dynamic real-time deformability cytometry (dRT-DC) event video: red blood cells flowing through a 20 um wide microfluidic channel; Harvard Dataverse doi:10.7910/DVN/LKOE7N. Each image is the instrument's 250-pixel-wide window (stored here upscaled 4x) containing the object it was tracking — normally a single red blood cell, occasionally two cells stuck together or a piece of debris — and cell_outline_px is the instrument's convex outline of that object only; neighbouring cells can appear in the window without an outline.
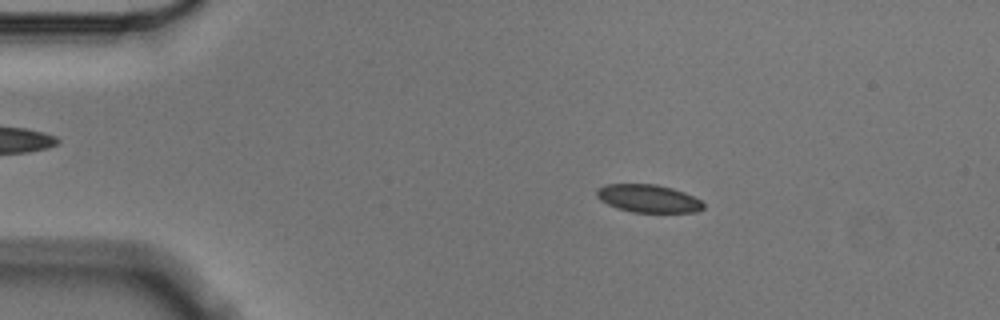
{"species": "Egyptian fruit bat (a non-hibernating species)", "species_latin": "Rousettus aegyptiacus", "temperature_condition": "cold", "stored_images_in_passage": 56, "camera_frame_rate_fps": 3000, "um_per_image_px": 0.085, "animal": {"sex": "male"}, "frame": {"image": 1, "passage_image": 10, "time_ms": 3.0, "image_size_px": [1000, 320], "cell_outline_px": [[704, 208], [696, 212], [632, 212], [616, 208], [600, 200], [596, 196], [596, 192], [604, 184], [656, 184], [672, 188], [684, 192], [700, 200], [704, 204]], "centroid_in_image_um": [55.09, 16.87], "position_along_channel_um": 29.9, "area_um2": 17.28}}
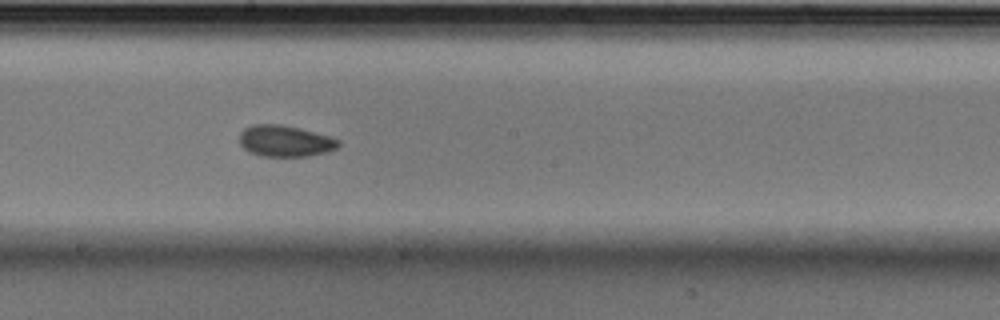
{"frame": {"image": 2, "passage_image": 31, "time_ms": 10.0, "image_size_px": [1000, 320], "cell_outline_px": [[340, 144], [336, 148], [328, 152], [308, 156], [260, 156], [248, 152], [240, 144], [240, 132], [244, 128], [252, 124], [280, 124], [300, 128], [328, 136], [340, 140]], "centroid_in_image_um": [24.21, 11.98], "position_along_channel_um": 224.0, "area_um2": 18.15}}
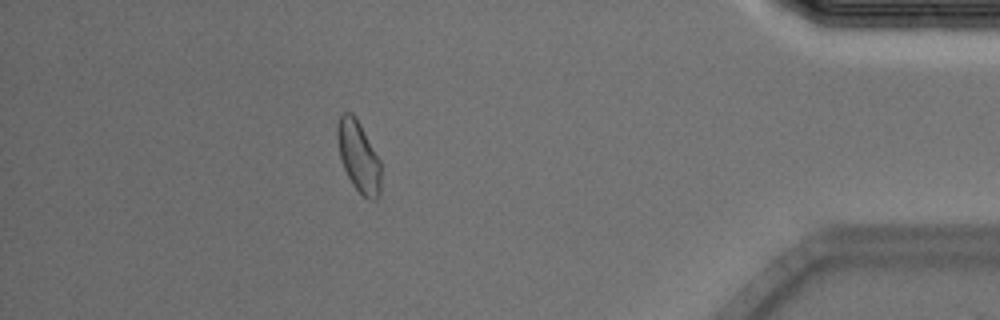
{"frame": {"image": 3, "passage_image": 50, "time_ms": 16.333, "image_size_px": [1000, 320], "cell_outline_px": [[380, 196], [376, 200], [368, 200], [352, 184], [344, 168], [340, 156], [336, 136], [336, 124], [340, 116], [344, 112], [352, 112], [356, 116], [380, 160]], "centroid_in_image_um": [30.47, 13.28], "position_along_channel_um": 404.7, "area_um2": 18.09}, "authors_computed_cell_mechanics": {"area_um2": 17.9758, "velocity_mm_per_s": 3.5418, "shape_relaxation_time_tau1_ms": 2.6253, "shape_relaxation_time_tau2_ms": 2.6405, "deformation_change_tau1": 0.0652, "deformation_change_tau2": 0.0453}}